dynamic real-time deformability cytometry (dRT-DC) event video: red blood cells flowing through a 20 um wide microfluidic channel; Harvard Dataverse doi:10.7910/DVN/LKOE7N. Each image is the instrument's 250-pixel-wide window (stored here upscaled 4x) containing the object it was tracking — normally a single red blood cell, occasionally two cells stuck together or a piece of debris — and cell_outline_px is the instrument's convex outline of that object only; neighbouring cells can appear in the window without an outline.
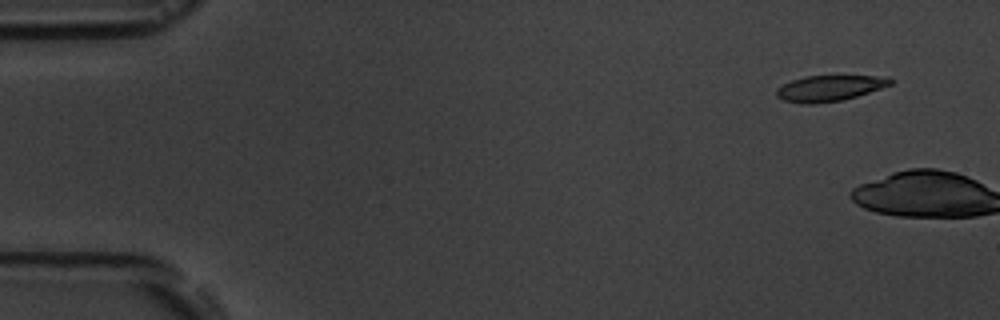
{"species": "common noctule bat (a hibernating species)", "species_latin": "Nyctalus noctula", "temperature_condition": "room temperature", "stored_images_in_passage": 6, "segment_of_instrument_passage": [2, 2], "camera_frame_rate_fps": 3000, "um_per_image_px": 0.085, "animal": {"sex": "male", "body_mass_g": 19.5, "forearm_length_mm": 54.6}, "frame": {"image": 1, "passage_image": 6, "time_ms": 6.667, "image_size_px": [1000, 320], "cell_outline_px": [[896, 80], [892, 84], [856, 96], [840, 100], [816, 104], [804, 104], [784, 100], [776, 96], [776, 88], [792, 80], [804, 76], [888, 76]], "centroid_in_image_um": [70.51, 7.49], "position_along_channel_um": 14.5, "area_um2": 17.11}}